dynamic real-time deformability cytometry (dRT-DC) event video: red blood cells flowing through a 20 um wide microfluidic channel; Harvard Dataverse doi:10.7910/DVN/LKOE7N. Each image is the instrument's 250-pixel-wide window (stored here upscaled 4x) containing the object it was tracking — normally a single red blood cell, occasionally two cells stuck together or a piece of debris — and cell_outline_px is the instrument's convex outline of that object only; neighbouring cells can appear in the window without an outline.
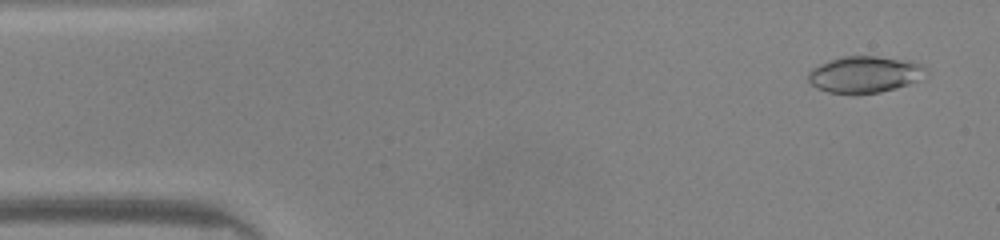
{"species": "common noctule bat (a hibernating species)", "species_latin": "Nyctalus noctula", "temperature_condition": "warm", "stored_images_in_passage": 47, "camera_frame_rate_fps": 3000, "um_per_image_px": 0.085, "animal": {"sex": "male", "body_mass_g": 20.0, "forearm_length_mm": 53.3}, "frame": {"image": 1, "passage_image": 2, "time_ms": 0.333, "image_size_px": [1000, 240], "cell_outline_px": [[928, 72], [916, 80], [908, 84], [896, 88], [880, 92], [856, 96], [852, 96], [828, 92], [816, 88], [808, 80], [808, 72], [812, 68], [828, 60], [840, 56], [876, 56], [912, 60], [924, 64], [928, 68]], "centroid_in_image_um": [73.5, 6.34], "position_along_channel_um": 11.5, "area_um2": 25.84}}
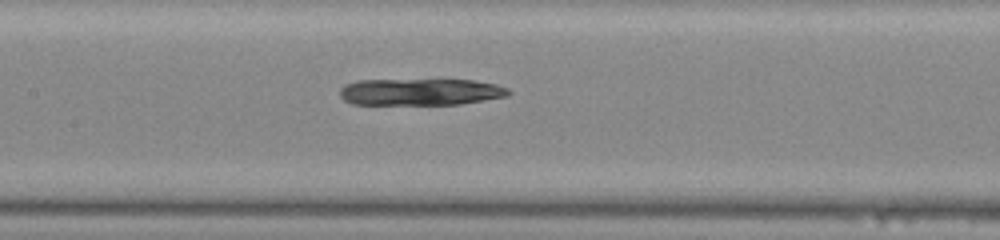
{"frame": {"image": 2, "passage_image": 21, "time_ms": 6.667, "image_size_px": [1000, 240], "cell_outline_px": [[512, 92], [508, 96], [460, 104], [352, 104], [344, 100], [340, 96], [340, 88], [344, 84], [356, 80], [472, 80], [496, 84], [508, 88]], "centroid_in_image_um": [35.73, 7.81], "position_along_channel_um": 171.7, "area_um2": 26.36}}
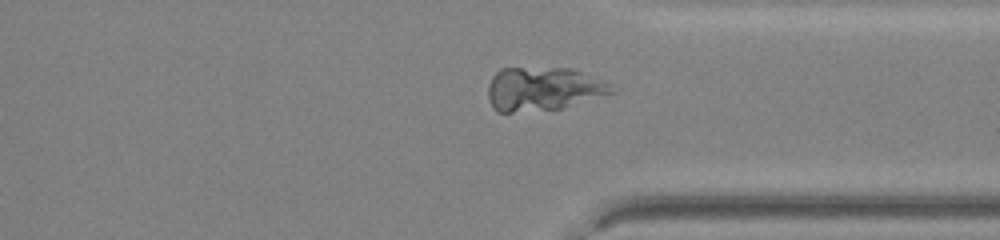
{"frame": {"image": 3, "passage_image": 35, "time_ms": 11.333, "image_size_px": [1000, 240], "cell_outline_px": [[616, 92], [564, 108], [512, 112], [496, 112], [492, 108], [488, 100], [488, 84], [492, 76], [500, 68], [572, 68], [604, 80], [612, 84]], "centroid_in_image_um": [46.17, 7.56], "position_along_channel_um": 365.2, "area_um2": 31.79}}